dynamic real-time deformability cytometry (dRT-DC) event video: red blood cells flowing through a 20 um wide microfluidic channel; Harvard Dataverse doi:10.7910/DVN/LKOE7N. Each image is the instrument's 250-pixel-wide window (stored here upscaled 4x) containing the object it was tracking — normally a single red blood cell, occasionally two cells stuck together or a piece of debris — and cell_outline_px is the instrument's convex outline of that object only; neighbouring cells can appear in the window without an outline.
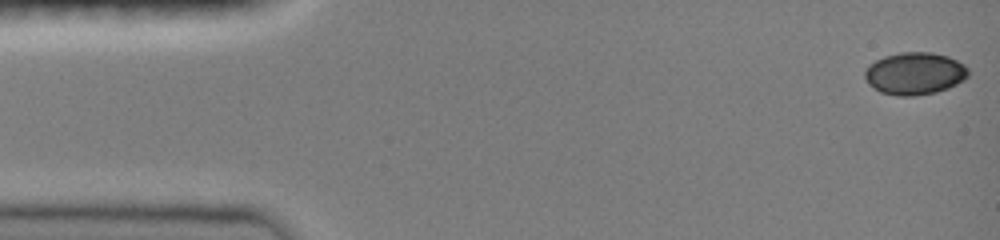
{"species": "common noctule bat (a hibernating species)", "species_latin": "Nyctalus noctula", "temperature_condition": "room temperature", "stored_images_in_passage": 47, "camera_frame_rate_fps": 3000, "um_per_image_px": 0.085, "animal": {"sex": "female", "body_mass_g": 19.0, "forearm_length_mm": 51.5}, "frame": {"image": 1, "passage_image": 1, "time_ms": 0.0, "image_size_px": [1000, 240], "cell_outline_px": [[968, 76], [964, 80], [948, 88], [936, 92], [912, 96], [896, 96], [880, 92], [868, 84], [864, 76], [864, 72], [868, 64], [884, 56], [900, 52], [932, 52], [948, 56], [964, 64], [968, 68]], "centroid_in_image_um": [77.74, 6.24], "position_along_channel_um": 7.3, "area_um2": 25.72}}
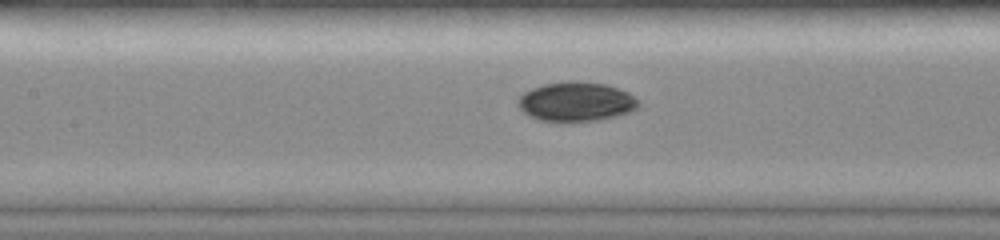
{"frame": {"image": 2, "passage_image": 21, "time_ms": 6.667, "image_size_px": [1000, 240], "cell_outline_px": [[640, 104], [632, 112], [616, 116], [596, 120], [560, 124], [540, 120], [524, 112], [516, 104], [516, 100], [524, 92], [532, 88], [544, 84], [564, 80], [572, 80], [604, 84], [628, 92], [640, 100]], "centroid_in_image_um": [48.95, 8.66], "position_along_channel_um": 158.4, "area_um2": 28.26}}
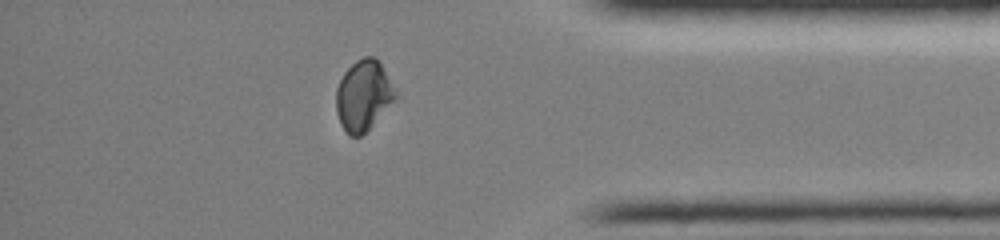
{"frame": {"image": 3, "passage_image": 40, "time_ms": 13.0, "image_size_px": [1000, 240], "cell_outline_px": [[400, 96], [360, 136], [348, 136], [340, 124], [336, 112], [336, 88], [344, 72], [356, 60], [364, 56], [376, 56]], "centroid_in_image_um": [30.9, 8.1], "position_along_channel_um": 404.3, "area_um2": 24.51}, "authors_computed_cell_mechanics": {"area_um2": 25.721, "velocity_mm_per_s": 4.0705, "shape_relaxation_time_tau1_ms": 2.55, "shape_relaxation_time_tau2_ms": null, "deformation_change_tau1": 0.1001, "deformation_change_tau2": null}}